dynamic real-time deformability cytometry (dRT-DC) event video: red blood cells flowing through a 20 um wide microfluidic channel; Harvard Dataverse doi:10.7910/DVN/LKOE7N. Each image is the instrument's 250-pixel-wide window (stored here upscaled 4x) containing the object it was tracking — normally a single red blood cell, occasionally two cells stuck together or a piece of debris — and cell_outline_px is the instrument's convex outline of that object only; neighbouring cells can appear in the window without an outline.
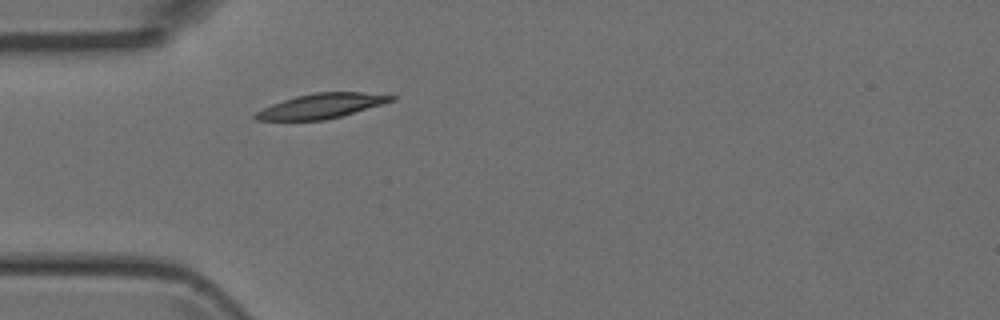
{"species": "Egyptian fruit bat (a non-hibernating species)", "species_latin": "Rousettus aegyptiacus", "temperature_condition": "room temperature", "stored_images_in_passage": 1, "camera_frame_rate_fps": 3000, "um_per_image_px": 0.085, "animal": {"sex": "female"}, "frame": {"image": 1, "passage_image": 1, "time_ms": 0.0, "image_size_px": [1000, 320], "cell_outline_px": [[396, 100], [340, 116], [324, 120], [256, 120], [252, 116], [256, 112], [272, 104], [296, 96], [316, 92], [360, 92], [396, 96]], "centroid_in_image_um": [27.31, 9.0], "position_along_channel_um": 57.7, "area_um2": 19.31}}